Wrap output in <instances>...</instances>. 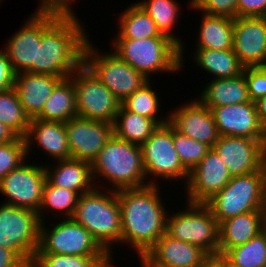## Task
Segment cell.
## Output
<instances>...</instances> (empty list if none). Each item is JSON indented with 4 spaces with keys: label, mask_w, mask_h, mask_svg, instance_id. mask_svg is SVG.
Here are the masks:
<instances>
[{
    "label": "cell",
    "mask_w": 266,
    "mask_h": 267,
    "mask_svg": "<svg viewBox=\"0 0 266 267\" xmlns=\"http://www.w3.org/2000/svg\"><path fill=\"white\" fill-rule=\"evenodd\" d=\"M213 149L232 177L261 170L266 159V140L220 136Z\"/></svg>",
    "instance_id": "cell-14"
},
{
    "label": "cell",
    "mask_w": 266,
    "mask_h": 267,
    "mask_svg": "<svg viewBox=\"0 0 266 267\" xmlns=\"http://www.w3.org/2000/svg\"><path fill=\"white\" fill-rule=\"evenodd\" d=\"M26 140L17 137L11 142L0 144V181L13 169L26 161Z\"/></svg>",
    "instance_id": "cell-39"
},
{
    "label": "cell",
    "mask_w": 266,
    "mask_h": 267,
    "mask_svg": "<svg viewBox=\"0 0 266 267\" xmlns=\"http://www.w3.org/2000/svg\"><path fill=\"white\" fill-rule=\"evenodd\" d=\"M33 13L4 46L15 74L32 73V63H36V46L41 42V10Z\"/></svg>",
    "instance_id": "cell-20"
},
{
    "label": "cell",
    "mask_w": 266,
    "mask_h": 267,
    "mask_svg": "<svg viewBox=\"0 0 266 267\" xmlns=\"http://www.w3.org/2000/svg\"><path fill=\"white\" fill-rule=\"evenodd\" d=\"M158 184L117 191L121 211L120 243L131 245L136 254L147 253L166 232L167 210Z\"/></svg>",
    "instance_id": "cell-2"
},
{
    "label": "cell",
    "mask_w": 266,
    "mask_h": 267,
    "mask_svg": "<svg viewBox=\"0 0 266 267\" xmlns=\"http://www.w3.org/2000/svg\"><path fill=\"white\" fill-rule=\"evenodd\" d=\"M53 167L45 165V173L46 180L55 187L72 190L79 196L96 188L89 162L69 158L57 160V165Z\"/></svg>",
    "instance_id": "cell-24"
},
{
    "label": "cell",
    "mask_w": 266,
    "mask_h": 267,
    "mask_svg": "<svg viewBox=\"0 0 266 267\" xmlns=\"http://www.w3.org/2000/svg\"><path fill=\"white\" fill-rule=\"evenodd\" d=\"M76 93L77 116L113 124L121 105L83 63L71 76Z\"/></svg>",
    "instance_id": "cell-11"
},
{
    "label": "cell",
    "mask_w": 266,
    "mask_h": 267,
    "mask_svg": "<svg viewBox=\"0 0 266 267\" xmlns=\"http://www.w3.org/2000/svg\"><path fill=\"white\" fill-rule=\"evenodd\" d=\"M192 59L201 69L215 76L214 79L239 76L245 69L233 49H196Z\"/></svg>",
    "instance_id": "cell-28"
},
{
    "label": "cell",
    "mask_w": 266,
    "mask_h": 267,
    "mask_svg": "<svg viewBox=\"0 0 266 267\" xmlns=\"http://www.w3.org/2000/svg\"><path fill=\"white\" fill-rule=\"evenodd\" d=\"M158 94L152 89L150 80L140 89L128 96L121 105L128 111L153 119L159 126L168 123L169 116H159L160 102Z\"/></svg>",
    "instance_id": "cell-35"
},
{
    "label": "cell",
    "mask_w": 266,
    "mask_h": 267,
    "mask_svg": "<svg viewBox=\"0 0 266 267\" xmlns=\"http://www.w3.org/2000/svg\"><path fill=\"white\" fill-rule=\"evenodd\" d=\"M195 99L169 111L168 123L182 135L213 148L220 138L213 114L198 98Z\"/></svg>",
    "instance_id": "cell-17"
},
{
    "label": "cell",
    "mask_w": 266,
    "mask_h": 267,
    "mask_svg": "<svg viewBox=\"0 0 266 267\" xmlns=\"http://www.w3.org/2000/svg\"><path fill=\"white\" fill-rule=\"evenodd\" d=\"M0 267H28L13 251L0 246Z\"/></svg>",
    "instance_id": "cell-44"
},
{
    "label": "cell",
    "mask_w": 266,
    "mask_h": 267,
    "mask_svg": "<svg viewBox=\"0 0 266 267\" xmlns=\"http://www.w3.org/2000/svg\"><path fill=\"white\" fill-rule=\"evenodd\" d=\"M111 256H78L35 253L30 267H109Z\"/></svg>",
    "instance_id": "cell-37"
},
{
    "label": "cell",
    "mask_w": 266,
    "mask_h": 267,
    "mask_svg": "<svg viewBox=\"0 0 266 267\" xmlns=\"http://www.w3.org/2000/svg\"><path fill=\"white\" fill-rule=\"evenodd\" d=\"M40 224L36 211L2 203L0 246L13 251L30 267L39 245Z\"/></svg>",
    "instance_id": "cell-8"
},
{
    "label": "cell",
    "mask_w": 266,
    "mask_h": 267,
    "mask_svg": "<svg viewBox=\"0 0 266 267\" xmlns=\"http://www.w3.org/2000/svg\"><path fill=\"white\" fill-rule=\"evenodd\" d=\"M155 261L169 267H199L209 256L196 245L164 233L147 252Z\"/></svg>",
    "instance_id": "cell-25"
},
{
    "label": "cell",
    "mask_w": 266,
    "mask_h": 267,
    "mask_svg": "<svg viewBox=\"0 0 266 267\" xmlns=\"http://www.w3.org/2000/svg\"><path fill=\"white\" fill-rule=\"evenodd\" d=\"M265 17L266 0H238L237 17Z\"/></svg>",
    "instance_id": "cell-42"
},
{
    "label": "cell",
    "mask_w": 266,
    "mask_h": 267,
    "mask_svg": "<svg viewBox=\"0 0 266 267\" xmlns=\"http://www.w3.org/2000/svg\"><path fill=\"white\" fill-rule=\"evenodd\" d=\"M107 191L102 192L96 187L81 194L72 219L88 230L112 258L111 247L121 239V211L117 191Z\"/></svg>",
    "instance_id": "cell-4"
},
{
    "label": "cell",
    "mask_w": 266,
    "mask_h": 267,
    "mask_svg": "<svg viewBox=\"0 0 266 267\" xmlns=\"http://www.w3.org/2000/svg\"><path fill=\"white\" fill-rule=\"evenodd\" d=\"M227 267H234V266L230 265V264L227 262Z\"/></svg>",
    "instance_id": "cell-52"
},
{
    "label": "cell",
    "mask_w": 266,
    "mask_h": 267,
    "mask_svg": "<svg viewBox=\"0 0 266 267\" xmlns=\"http://www.w3.org/2000/svg\"><path fill=\"white\" fill-rule=\"evenodd\" d=\"M263 169H264V175H265V207H264V210L266 212V159H265V162H264Z\"/></svg>",
    "instance_id": "cell-51"
},
{
    "label": "cell",
    "mask_w": 266,
    "mask_h": 267,
    "mask_svg": "<svg viewBox=\"0 0 266 267\" xmlns=\"http://www.w3.org/2000/svg\"><path fill=\"white\" fill-rule=\"evenodd\" d=\"M199 267H227V261L222 255H209Z\"/></svg>",
    "instance_id": "cell-46"
},
{
    "label": "cell",
    "mask_w": 266,
    "mask_h": 267,
    "mask_svg": "<svg viewBox=\"0 0 266 267\" xmlns=\"http://www.w3.org/2000/svg\"><path fill=\"white\" fill-rule=\"evenodd\" d=\"M121 13L118 24L120 27L115 39H142L166 36L157 29L155 22L136 2L129 4Z\"/></svg>",
    "instance_id": "cell-32"
},
{
    "label": "cell",
    "mask_w": 266,
    "mask_h": 267,
    "mask_svg": "<svg viewBox=\"0 0 266 267\" xmlns=\"http://www.w3.org/2000/svg\"><path fill=\"white\" fill-rule=\"evenodd\" d=\"M196 49H233L234 18L202 14Z\"/></svg>",
    "instance_id": "cell-27"
},
{
    "label": "cell",
    "mask_w": 266,
    "mask_h": 267,
    "mask_svg": "<svg viewBox=\"0 0 266 267\" xmlns=\"http://www.w3.org/2000/svg\"><path fill=\"white\" fill-rule=\"evenodd\" d=\"M232 176L216 151L211 148L205 157L189 172L186 183L187 202L206 203L221 191Z\"/></svg>",
    "instance_id": "cell-16"
},
{
    "label": "cell",
    "mask_w": 266,
    "mask_h": 267,
    "mask_svg": "<svg viewBox=\"0 0 266 267\" xmlns=\"http://www.w3.org/2000/svg\"><path fill=\"white\" fill-rule=\"evenodd\" d=\"M233 51L245 68L266 66L265 17L234 19Z\"/></svg>",
    "instance_id": "cell-18"
},
{
    "label": "cell",
    "mask_w": 266,
    "mask_h": 267,
    "mask_svg": "<svg viewBox=\"0 0 266 267\" xmlns=\"http://www.w3.org/2000/svg\"><path fill=\"white\" fill-rule=\"evenodd\" d=\"M266 228V212L251 211L219 223L218 255L248 242Z\"/></svg>",
    "instance_id": "cell-23"
},
{
    "label": "cell",
    "mask_w": 266,
    "mask_h": 267,
    "mask_svg": "<svg viewBox=\"0 0 266 267\" xmlns=\"http://www.w3.org/2000/svg\"><path fill=\"white\" fill-rule=\"evenodd\" d=\"M74 12L41 10V42L32 73L69 78L84 61L86 30Z\"/></svg>",
    "instance_id": "cell-1"
},
{
    "label": "cell",
    "mask_w": 266,
    "mask_h": 267,
    "mask_svg": "<svg viewBox=\"0 0 266 267\" xmlns=\"http://www.w3.org/2000/svg\"><path fill=\"white\" fill-rule=\"evenodd\" d=\"M245 79L251 101L266 96V66L245 68Z\"/></svg>",
    "instance_id": "cell-41"
},
{
    "label": "cell",
    "mask_w": 266,
    "mask_h": 267,
    "mask_svg": "<svg viewBox=\"0 0 266 267\" xmlns=\"http://www.w3.org/2000/svg\"><path fill=\"white\" fill-rule=\"evenodd\" d=\"M91 43L88 39L84 48L83 63L120 103L149 81L113 51L102 55Z\"/></svg>",
    "instance_id": "cell-9"
},
{
    "label": "cell",
    "mask_w": 266,
    "mask_h": 267,
    "mask_svg": "<svg viewBox=\"0 0 266 267\" xmlns=\"http://www.w3.org/2000/svg\"><path fill=\"white\" fill-rule=\"evenodd\" d=\"M218 223L251 211H265L264 169L233 176L229 183L205 203Z\"/></svg>",
    "instance_id": "cell-6"
},
{
    "label": "cell",
    "mask_w": 266,
    "mask_h": 267,
    "mask_svg": "<svg viewBox=\"0 0 266 267\" xmlns=\"http://www.w3.org/2000/svg\"><path fill=\"white\" fill-rule=\"evenodd\" d=\"M155 22L157 29L174 40L180 46L181 69L184 68L183 41L173 33L172 29L177 25L180 8L176 0H143L136 2Z\"/></svg>",
    "instance_id": "cell-31"
},
{
    "label": "cell",
    "mask_w": 266,
    "mask_h": 267,
    "mask_svg": "<svg viewBox=\"0 0 266 267\" xmlns=\"http://www.w3.org/2000/svg\"><path fill=\"white\" fill-rule=\"evenodd\" d=\"M234 267H266V228L248 242L222 255Z\"/></svg>",
    "instance_id": "cell-33"
},
{
    "label": "cell",
    "mask_w": 266,
    "mask_h": 267,
    "mask_svg": "<svg viewBox=\"0 0 266 267\" xmlns=\"http://www.w3.org/2000/svg\"><path fill=\"white\" fill-rule=\"evenodd\" d=\"M187 209L167 214L166 234L198 246L208 255H218L219 223L205 203L186 204Z\"/></svg>",
    "instance_id": "cell-7"
},
{
    "label": "cell",
    "mask_w": 266,
    "mask_h": 267,
    "mask_svg": "<svg viewBox=\"0 0 266 267\" xmlns=\"http://www.w3.org/2000/svg\"><path fill=\"white\" fill-rule=\"evenodd\" d=\"M71 158L89 162L97 158L113 136V124L75 116L65 123Z\"/></svg>",
    "instance_id": "cell-15"
},
{
    "label": "cell",
    "mask_w": 266,
    "mask_h": 267,
    "mask_svg": "<svg viewBox=\"0 0 266 267\" xmlns=\"http://www.w3.org/2000/svg\"><path fill=\"white\" fill-rule=\"evenodd\" d=\"M2 49V50H1ZM0 49V92L7 91L14 86L15 72L12 69L8 56Z\"/></svg>",
    "instance_id": "cell-43"
},
{
    "label": "cell",
    "mask_w": 266,
    "mask_h": 267,
    "mask_svg": "<svg viewBox=\"0 0 266 267\" xmlns=\"http://www.w3.org/2000/svg\"><path fill=\"white\" fill-rule=\"evenodd\" d=\"M41 222L36 253L78 256H110L91 233L72 218L61 220L47 228Z\"/></svg>",
    "instance_id": "cell-10"
},
{
    "label": "cell",
    "mask_w": 266,
    "mask_h": 267,
    "mask_svg": "<svg viewBox=\"0 0 266 267\" xmlns=\"http://www.w3.org/2000/svg\"><path fill=\"white\" fill-rule=\"evenodd\" d=\"M17 137L18 136L12 130L0 122V144L11 142Z\"/></svg>",
    "instance_id": "cell-47"
},
{
    "label": "cell",
    "mask_w": 266,
    "mask_h": 267,
    "mask_svg": "<svg viewBox=\"0 0 266 267\" xmlns=\"http://www.w3.org/2000/svg\"><path fill=\"white\" fill-rule=\"evenodd\" d=\"M112 42V51L149 80L151 73L182 70L180 46L168 36L113 39Z\"/></svg>",
    "instance_id": "cell-5"
},
{
    "label": "cell",
    "mask_w": 266,
    "mask_h": 267,
    "mask_svg": "<svg viewBox=\"0 0 266 267\" xmlns=\"http://www.w3.org/2000/svg\"><path fill=\"white\" fill-rule=\"evenodd\" d=\"M143 165L148 176L176 182L188 181L189 171L182 165L173 144V127L160 125L142 145ZM179 179V180H178ZM183 179V180H182Z\"/></svg>",
    "instance_id": "cell-12"
},
{
    "label": "cell",
    "mask_w": 266,
    "mask_h": 267,
    "mask_svg": "<svg viewBox=\"0 0 266 267\" xmlns=\"http://www.w3.org/2000/svg\"><path fill=\"white\" fill-rule=\"evenodd\" d=\"M173 144L182 165L190 172L211 149L204 143L193 140L173 128Z\"/></svg>",
    "instance_id": "cell-38"
},
{
    "label": "cell",
    "mask_w": 266,
    "mask_h": 267,
    "mask_svg": "<svg viewBox=\"0 0 266 267\" xmlns=\"http://www.w3.org/2000/svg\"><path fill=\"white\" fill-rule=\"evenodd\" d=\"M79 195L65 188L55 187L51 185L47 180L43 187L42 203L40 205L39 211L37 212L41 222L45 221L43 217V211L51 212L60 211L65 218H72L75 207L77 205ZM64 213V214H63Z\"/></svg>",
    "instance_id": "cell-36"
},
{
    "label": "cell",
    "mask_w": 266,
    "mask_h": 267,
    "mask_svg": "<svg viewBox=\"0 0 266 267\" xmlns=\"http://www.w3.org/2000/svg\"><path fill=\"white\" fill-rule=\"evenodd\" d=\"M62 80L63 78L54 75L30 72L15 74L13 88L30 119L41 113L47 99Z\"/></svg>",
    "instance_id": "cell-21"
},
{
    "label": "cell",
    "mask_w": 266,
    "mask_h": 267,
    "mask_svg": "<svg viewBox=\"0 0 266 267\" xmlns=\"http://www.w3.org/2000/svg\"><path fill=\"white\" fill-rule=\"evenodd\" d=\"M27 158L30 156L31 145H39L45 155L51 160H64L71 158L65 123L45 121L35 118L30 120L28 133L25 137ZM34 142V143H33Z\"/></svg>",
    "instance_id": "cell-22"
},
{
    "label": "cell",
    "mask_w": 266,
    "mask_h": 267,
    "mask_svg": "<svg viewBox=\"0 0 266 267\" xmlns=\"http://www.w3.org/2000/svg\"><path fill=\"white\" fill-rule=\"evenodd\" d=\"M38 10H55L66 13V0H40Z\"/></svg>",
    "instance_id": "cell-45"
},
{
    "label": "cell",
    "mask_w": 266,
    "mask_h": 267,
    "mask_svg": "<svg viewBox=\"0 0 266 267\" xmlns=\"http://www.w3.org/2000/svg\"><path fill=\"white\" fill-rule=\"evenodd\" d=\"M257 114L260 122L266 128V96L259 98L256 102Z\"/></svg>",
    "instance_id": "cell-48"
},
{
    "label": "cell",
    "mask_w": 266,
    "mask_h": 267,
    "mask_svg": "<svg viewBox=\"0 0 266 267\" xmlns=\"http://www.w3.org/2000/svg\"><path fill=\"white\" fill-rule=\"evenodd\" d=\"M72 1L74 0H66V13H70V12H74L72 9L73 7L71 3H73ZM71 5V6H70Z\"/></svg>",
    "instance_id": "cell-50"
},
{
    "label": "cell",
    "mask_w": 266,
    "mask_h": 267,
    "mask_svg": "<svg viewBox=\"0 0 266 267\" xmlns=\"http://www.w3.org/2000/svg\"><path fill=\"white\" fill-rule=\"evenodd\" d=\"M24 162L0 181L5 204L39 211L46 182L45 166ZM7 200V201H6Z\"/></svg>",
    "instance_id": "cell-13"
},
{
    "label": "cell",
    "mask_w": 266,
    "mask_h": 267,
    "mask_svg": "<svg viewBox=\"0 0 266 267\" xmlns=\"http://www.w3.org/2000/svg\"><path fill=\"white\" fill-rule=\"evenodd\" d=\"M30 120L22 108L13 87L7 91L0 92V122L6 125L18 137L25 138L28 133Z\"/></svg>",
    "instance_id": "cell-34"
},
{
    "label": "cell",
    "mask_w": 266,
    "mask_h": 267,
    "mask_svg": "<svg viewBox=\"0 0 266 267\" xmlns=\"http://www.w3.org/2000/svg\"><path fill=\"white\" fill-rule=\"evenodd\" d=\"M158 127L159 125L153 119L128 111L120 105L113 123V135L142 145Z\"/></svg>",
    "instance_id": "cell-30"
},
{
    "label": "cell",
    "mask_w": 266,
    "mask_h": 267,
    "mask_svg": "<svg viewBox=\"0 0 266 267\" xmlns=\"http://www.w3.org/2000/svg\"><path fill=\"white\" fill-rule=\"evenodd\" d=\"M77 116L76 93L73 80L63 79L47 99L41 113L36 117L40 120L66 123Z\"/></svg>",
    "instance_id": "cell-29"
},
{
    "label": "cell",
    "mask_w": 266,
    "mask_h": 267,
    "mask_svg": "<svg viewBox=\"0 0 266 267\" xmlns=\"http://www.w3.org/2000/svg\"><path fill=\"white\" fill-rule=\"evenodd\" d=\"M238 0H190L191 9H196L200 13L209 15L237 17Z\"/></svg>",
    "instance_id": "cell-40"
},
{
    "label": "cell",
    "mask_w": 266,
    "mask_h": 267,
    "mask_svg": "<svg viewBox=\"0 0 266 267\" xmlns=\"http://www.w3.org/2000/svg\"><path fill=\"white\" fill-rule=\"evenodd\" d=\"M91 166L95 183L102 177L111 184L113 191L140 188L157 182L154 177L152 181L146 182L141 145L114 135L106 142Z\"/></svg>",
    "instance_id": "cell-3"
},
{
    "label": "cell",
    "mask_w": 266,
    "mask_h": 267,
    "mask_svg": "<svg viewBox=\"0 0 266 267\" xmlns=\"http://www.w3.org/2000/svg\"><path fill=\"white\" fill-rule=\"evenodd\" d=\"M198 99L210 110L214 107L250 102L245 69L239 76L212 79L203 88Z\"/></svg>",
    "instance_id": "cell-26"
},
{
    "label": "cell",
    "mask_w": 266,
    "mask_h": 267,
    "mask_svg": "<svg viewBox=\"0 0 266 267\" xmlns=\"http://www.w3.org/2000/svg\"><path fill=\"white\" fill-rule=\"evenodd\" d=\"M140 257L142 267H169L155 261L148 253L137 254Z\"/></svg>",
    "instance_id": "cell-49"
},
{
    "label": "cell",
    "mask_w": 266,
    "mask_h": 267,
    "mask_svg": "<svg viewBox=\"0 0 266 267\" xmlns=\"http://www.w3.org/2000/svg\"><path fill=\"white\" fill-rule=\"evenodd\" d=\"M220 136L266 140V128L260 122L253 101L211 109Z\"/></svg>",
    "instance_id": "cell-19"
}]
</instances>
